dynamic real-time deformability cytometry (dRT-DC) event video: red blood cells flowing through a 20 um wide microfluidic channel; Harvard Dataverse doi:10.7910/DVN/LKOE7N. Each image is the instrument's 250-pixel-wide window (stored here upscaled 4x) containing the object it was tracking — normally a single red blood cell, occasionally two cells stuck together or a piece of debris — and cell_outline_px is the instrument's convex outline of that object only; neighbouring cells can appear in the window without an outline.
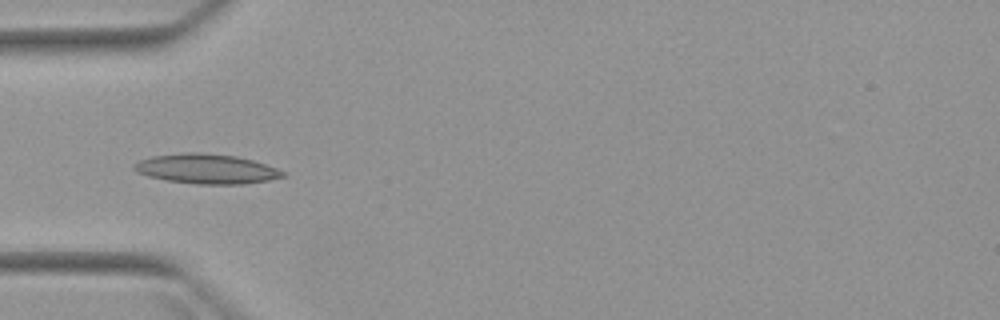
{"species": "Egyptian fruit bat (a non-hibernating species)", "species_latin": "Rousettus aegyptiacus", "temperature_condition": "warm", "stored_images_in_passage": 3, "camera_frame_rate_fps": 3000, "um_per_image_px": 0.085, "animal": {"sex": "female"}, "frame": {"image": 1, "passage_image": 2, "time_ms": 1.333, "image_size_px": [1000, 320], "cell_outline_px": [[284, 176], [268, 180], [244, 184], [196, 184], [168, 180], [148, 176], [136, 172], [132, 168], [132, 164], [140, 160], [152, 156], [188, 152], [200, 152], [236, 156], [252, 160], [276, 168], [284, 172]], "centroid_in_image_um": [17.51, 14.35], "position_along_channel_um": 67.5, "area_um2": 25.61}}
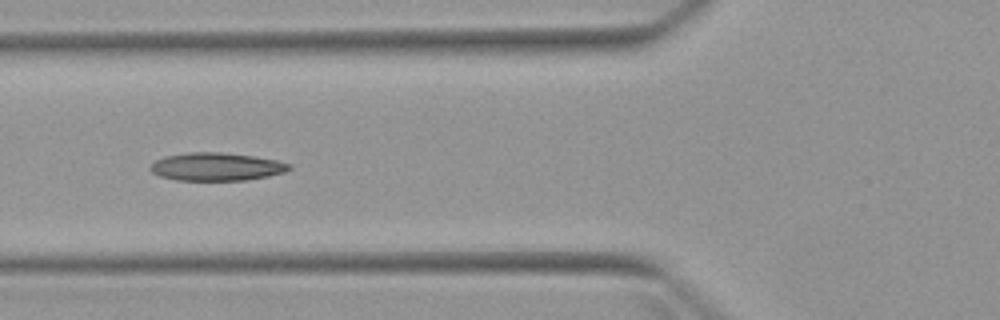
{"frame": {"image": 2, "passage_image": 3, "time_ms": 2.333, "image_size_px": [1000, 320], "cell_outline_px": [[292, 168], [284, 172], [268, 176], [248, 180], [176, 180], [160, 176], [152, 172], [148, 168], [156, 160], [164, 156], [188, 152], [220, 152], [252, 156], [276, 160], [292, 164]], "centroid_in_image_um": [18.39, 14.17], "position_along_channel_um": 107.4, "area_um2": 22.66}}